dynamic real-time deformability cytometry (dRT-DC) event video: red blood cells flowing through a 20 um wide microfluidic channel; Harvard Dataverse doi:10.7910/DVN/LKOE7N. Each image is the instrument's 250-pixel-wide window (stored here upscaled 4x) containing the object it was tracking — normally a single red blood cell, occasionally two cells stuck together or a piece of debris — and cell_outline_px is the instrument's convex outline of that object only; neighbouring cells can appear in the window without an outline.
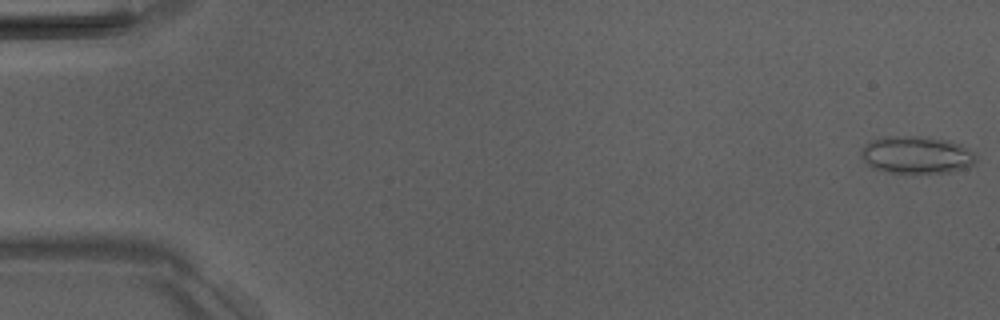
{"species": "Egyptian fruit bat (a non-hibernating species)", "species_latin": "Rousettus aegyptiacus", "temperature_condition": "room temperature", "stored_images_in_passage": 5, "camera_frame_rate_fps": 3000, "um_per_image_px": 0.085, "animal": {"sex": "male"}, "frame": {"image": 1, "passage_image": 1, "time_ms": 0.0, "image_size_px": [1000, 320], "cell_outline_px": [[976, 160], [968, 168], [948, 172], [888, 172], [876, 168], [868, 164], [860, 156], [860, 148], [872, 140], [884, 136], [920, 136], [948, 140], [960, 144], [976, 152]], "centroid_in_image_um": [77.92, 13.14], "position_along_channel_um": 7.1, "area_um2": 25.03}}